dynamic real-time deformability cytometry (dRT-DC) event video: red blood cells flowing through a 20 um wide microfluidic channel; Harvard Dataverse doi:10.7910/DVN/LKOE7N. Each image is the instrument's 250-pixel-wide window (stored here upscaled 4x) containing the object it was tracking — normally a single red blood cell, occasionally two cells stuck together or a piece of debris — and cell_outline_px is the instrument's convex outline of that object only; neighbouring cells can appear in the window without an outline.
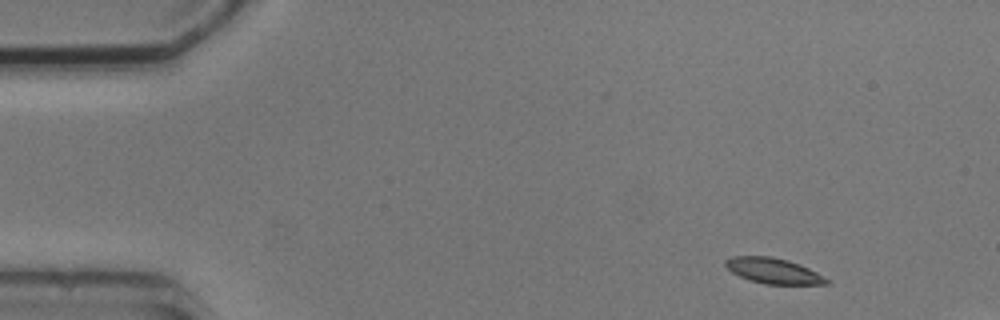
{"species": "common noctule bat (a hibernating species)", "species_latin": "Nyctalus noctula", "temperature_condition": "cold", "stored_images_in_passage": 4, "camera_frame_rate_fps": 3000, "um_per_image_px": 0.085, "animal": {"sex": "male", "body_mass_g": 20.5, "forearm_length_mm": 52.5}, "frame": {"image": 1, "passage_image": 1, "time_ms": 0.0, "image_size_px": [1000, 320], "cell_outline_px": [[832, 280], [828, 284], [764, 284], [748, 280], [732, 272], [724, 264], [724, 260], [732, 256], [768, 256], [788, 260], [800, 264]], "centroid_in_image_um": [65.74, 23.02], "position_along_channel_um": 19.3, "area_um2": 15.09}}